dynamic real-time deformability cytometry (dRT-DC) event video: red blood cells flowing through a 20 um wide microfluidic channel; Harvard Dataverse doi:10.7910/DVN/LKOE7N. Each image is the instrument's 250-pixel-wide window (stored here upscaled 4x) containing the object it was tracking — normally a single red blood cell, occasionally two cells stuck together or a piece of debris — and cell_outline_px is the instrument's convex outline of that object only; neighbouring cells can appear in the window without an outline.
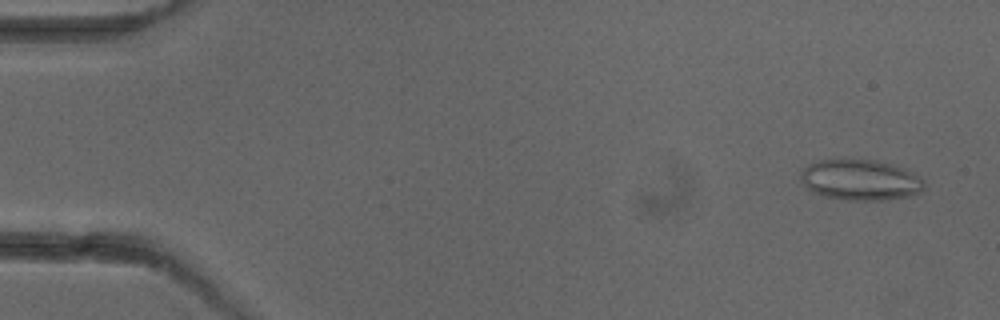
{"species": "common noctule bat (a hibernating species)", "species_latin": "Nyctalus noctula", "temperature_condition": "cold", "stored_images_in_passage": 5, "camera_frame_rate_fps": 3000, "um_per_image_px": 0.085, "animal": {"sex": "female"}, "frame": {"image": 1, "passage_image": 1, "time_ms": 0.0, "image_size_px": [1000, 320], "cell_outline_px": [[924, 188], [920, 192], [908, 196], [884, 200], [848, 200], [824, 196], [812, 192], [800, 180], [800, 172], [808, 164], [820, 160], [876, 160], [904, 168], [920, 176], [924, 180]], "centroid_in_image_um": [73.13, 15.3], "position_along_channel_um": 11.9, "area_um2": 29.25}}